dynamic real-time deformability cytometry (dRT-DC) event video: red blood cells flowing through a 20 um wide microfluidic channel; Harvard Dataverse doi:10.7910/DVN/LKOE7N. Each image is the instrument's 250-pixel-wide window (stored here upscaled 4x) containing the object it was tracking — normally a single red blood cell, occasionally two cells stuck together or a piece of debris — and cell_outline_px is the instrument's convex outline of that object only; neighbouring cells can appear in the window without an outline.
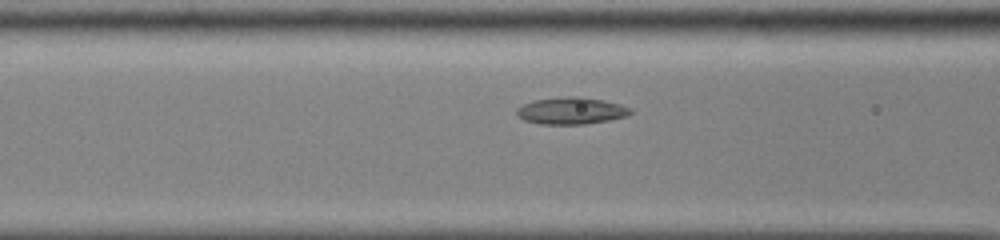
{"species": "common noctule bat (a hibernating species)", "species_latin": "Nyctalus noctula", "temperature_condition": "cold", "stored_images_in_passage": 32, "camera_frame_rate_fps": 3000, "um_per_image_px": 0.085, "animal": {"sex": "male", "body_mass_g": 13.0, "forearm_length_mm": 53.1}, "frame": {"image": 1, "passage_image": 10, "time_ms": 3.0, "image_size_px": [1000, 240], "cell_outline_px": [[636, 112], [628, 116], [608, 120], [584, 124], [540, 124], [524, 120], [516, 116], [516, 108], [532, 100], [564, 96], [580, 96], [604, 100], [620, 104], [632, 108]], "centroid_in_image_um": [48.57, 9.4], "position_along_channel_um": 118.0, "area_um2": 18.21}}
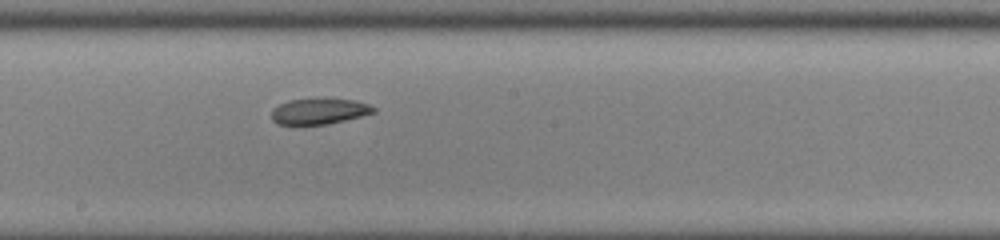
{"frame": {"image": 2, "passage_image": 18, "time_ms": 5.667, "image_size_px": [1000, 240], "cell_outline_px": [[376, 112], [328, 124], [276, 124], [272, 120], [272, 108], [288, 100], [324, 96], [356, 100], [368, 104], [376, 108]], "centroid_in_image_um": [27.14, 9.41], "position_along_channel_um": 221.1, "area_um2": 15.9}}
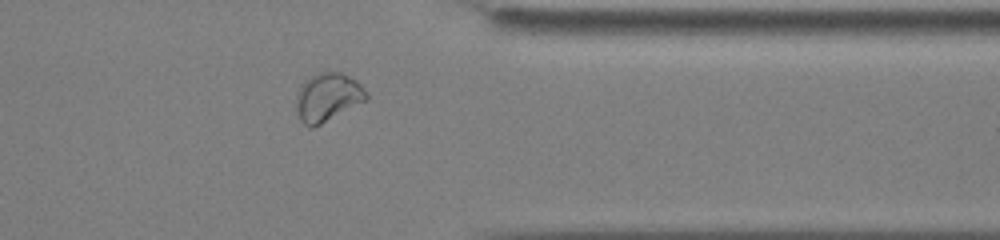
{"frame": {"image": 3, "passage_image": 31, "time_ms": 10.0, "image_size_px": [1000, 240], "cell_outline_px": [[368, 100], [312, 128], [308, 128], [300, 120], [296, 112], [296, 92], [308, 76], [316, 72], [340, 72], [356, 80], [364, 88], [368, 96]], "centroid_in_image_um": [27.83, 8.26], "position_along_channel_um": 383.6, "area_um2": 20.0}}